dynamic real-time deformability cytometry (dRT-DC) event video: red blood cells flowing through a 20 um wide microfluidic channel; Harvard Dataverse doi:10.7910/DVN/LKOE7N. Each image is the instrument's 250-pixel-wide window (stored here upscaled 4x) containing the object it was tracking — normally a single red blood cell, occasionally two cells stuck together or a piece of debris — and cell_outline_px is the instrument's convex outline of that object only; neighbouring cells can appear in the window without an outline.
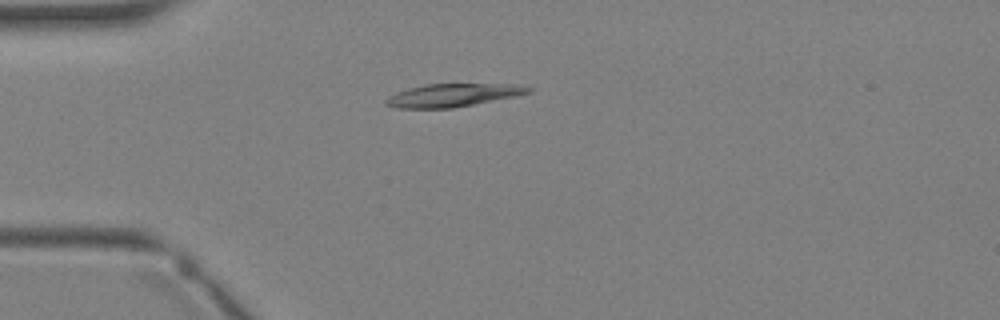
{"species": "Egyptian fruit bat (a non-hibernating species)", "species_latin": "Rousettus aegyptiacus", "temperature_condition": "warm", "stored_images_in_passage": 2, "camera_frame_rate_fps": 3000, "um_per_image_px": 0.085, "animal": {"sex": "female"}, "frame": {"image": 1, "passage_image": 2, "time_ms": 1.0, "image_size_px": [1000, 320], "cell_outline_px": [[532, 92], [452, 108], [396, 108], [384, 104], [384, 100], [388, 96], [396, 92], [408, 88], [424, 84], [520, 84], [532, 88]], "centroid_in_image_um": [38.43, 8.08], "position_along_channel_um": 46.6, "area_um2": 18.96}}